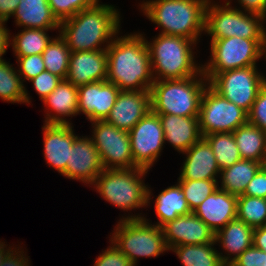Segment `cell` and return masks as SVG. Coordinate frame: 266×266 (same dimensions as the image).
I'll return each mask as SVG.
<instances>
[{
	"label": "cell",
	"instance_id": "cell-1",
	"mask_svg": "<svg viewBox=\"0 0 266 266\" xmlns=\"http://www.w3.org/2000/svg\"><path fill=\"white\" fill-rule=\"evenodd\" d=\"M118 36L119 33L106 49L107 81L120 91L150 90L155 79L145 34Z\"/></svg>",
	"mask_w": 266,
	"mask_h": 266
},
{
	"label": "cell",
	"instance_id": "cell-2",
	"mask_svg": "<svg viewBox=\"0 0 266 266\" xmlns=\"http://www.w3.org/2000/svg\"><path fill=\"white\" fill-rule=\"evenodd\" d=\"M120 18L114 5L99 1L60 22L59 34L71 52L107 49L114 37L121 33Z\"/></svg>",
	"mask_w": 266,
	"mask_h": 266
},
{
	"label": "cell",
	"instance_id": "cell-3",
	"mask_svg": "<svg viewBox=\"0 0 266 266\" xmlns=\"http://www.w3.org/2000/svg\"><path fill=\"white\" fill-rule=\"evenodd\" d=\"M209 0H143L144 16L161 28L159 34L195 41L205 34V10Z\"/></svg>",
	"mask_w": 266,
	"mask_h": 266
},
{
	"label": "cell",
	"instance_id": "cell-4",
	"mask_svg": "<svg viewBox=\"0 0 266 266\" xmlns=\"http://www.w3.org/2000/svg\"><path fill=\"white\" fill-rule=\"evenodd\" d=\"M155 81L185 79L202 73L193 52L196 42L181 36L155 35L152 41L145 38Z\"/></svg>",
	"mask_w": 266,
	"mask_h": 266
},
{
	"label": "cell",
	"instance_id": "cell-5",
	"mask_svg": "<svg viewBox=\"0 0 266 266\" xmlns=\"http://www.w3.org/2000/svg\"><path fill=\"white\" fill-rule=\"evenodd\" d=\"M148 172L140 167L104 169L92 185L102 199L123 211L131 212L147 208L152 202V190L143 180Z\"/></svg>",
	"mask_w": 266,
	"mask_h": 266
},
{
	"label": "cell",
	"instance_id": "cell-6",
	"mask_svg": "<svg viewBox=\"0 0 266 266\" xmlns=\"http://www.w3.org/2000/svg\"><path fill=\"white\" fill-rule=\"evenodd\" d=\"M140 214L122 216L109 237L134 266H137L138 258L158 257L169 252L162 228L149 223L145 215Z\"/></svg>",
	"mask_w": 266,
	"mask_h": 266
},
{
	"label": "cell",
	"instance_id": "cell-7",
	"mask_svg": "<svg viewBox=\"0 0 266 266\" xmlns=\"http://www.w3.org/2000/svg\"><path fill=\"white\" fill-rule=\"evenodd\" d=\"M208 84L203 72L185 79L154 81L150 88L151 111L198 117L201 97Z\"/></svg>",
	"mask_w": 266,
	"mask_h": 266
},
{
	"label": "cell",
	"instance_id": "cell-8",
	"mask_svg": "<svg viewBox=\"0 0 266 266\" xmlns=\"http://www.w3.org/2000/svg\"><path fill=\"white\" fill-rule=\"evenodd\" d=\"M223 4L209 0L205 10V35L210 40L228 37L266 39V18L253 12H245L232 6L231 0Z\"/></svg>",
	"mask_w": 266,
	"mask_h": 266
},
{
	"label": "cell",
	"instance_id": "cell-9",
	"mask_svg": "<svg viewBox=\"0 0 266 266\" xmlns=\"http://www.w3.org/2000/svg\"><path fill=\"white\" fill-rule=\"evenodd\" d=\"M210 59L202 64L208 82L218 73L233 69L257 66L263 57L266 39L228 37L210 40Z\"/></svg>",
	"mask_w": 266,
	"mask_h": 266
},
{
	"label": "cell",
	"instance_id": "cell-10",
	"mask_svg": "<svg viewBox=\"0 0 266 266\" xmlns=\"http://www.w3.org/2000/svg\"><path fill=\"white\" fill-rule=\"evenodd\" d=\"M198 118L203 137L212 133H233L248 122V113L221 96L208 84L201 97Z\"/></svg>",
	"mask_w": 266,
	"mask_h": 266
},
{
	"label": "cell",
	"instance_id": "cell-11",
	"mask_svg": "<svg viewBox=\"0 0 266 266\" xmlns=\"http://www.w3.org/2000/svg\"><path fill=\"white\" fill-rule=\"evenodd\" d=\"M265 75L258 66H250L218 73L208 83L217 93L248 113L265 84Z\"/></svg>",
	"mask_w": 266,
	"mask_h": 266
},
{
	"label": "cell",
	"instance_id": "cell-12",
	"mask_svg": "<svg viewBox=\"0 0 266 266\" xmlns=\"http://www.w3.org/2000/svg\"><path fill=\"white\" fill-rule=\"evenodd\" d=\"M89 136L97 148L104 169H130L138 167L131 152L128 132L120 130L105 120L90 122Z\"/></svg>",
	"mask_w": 266,
	"mask_h": 266
},
{
	"label": "cell",
	"instance_id": "cell-13",
	"mask_svg": "<svg viewBox=\"0 0 266 266\" xmlns=\"http://www.w3.org/2000/svg\"><path fill=\"white\" fill-rule=\"evenodd\" d=\"M134 163L150 170L163 150L164 131L158 114L150 111L128 132Z\"/></svg>",
	"mask_w": 266,
	"mask_h": 266
},
{
	"label": "cell",
	"instance_id": "cell-14",
	"mask_svg": "<svg viewBox=\"0 0 266 266\" xmlns=\"http://www.w3.org/2000/svg\"><path fill=\"white\" fill-rule=\"evenodd\" d=\"M103 170L100 154L92 139L78 136L70 149L66 170L61 175L90 186Z\"/></svg>",
	"mask_w": 266,
	"mask_h": 266
},
{
	"label": "cell",
	"instance_id": "cell-15",
	"mask_svg": "<svg viewBox=\"0 0 266 266\" xmlns=\"http://www.w3.org/2000/svg\"><path fill=\"white\" fill-rule=\"evenodd\" d=\"M120 89L104 80L78 87V114L89 122L105 120L113 108Z\"/></svg>",
	"mask_w": 266,
	"mask_h": 266
},
{
	"label": "cell",
	"instance_id": "cell-16",
	"mask_svg": "<svg viewBox=\"0 0 266 266\" xmlns=\"http://www.w3.org/2000/svg\"><path fill=\"white\" fill-rule=\"evenodd\" d=\"M150 111V90L120 91L105 121L129 132Z\"/></svg>",
	"mask_w": 266,
	"mask_h": 266
},
{
	"label": "cell",
	"instance_id": "cell-17",
	"mask_svg": "<svg viewBox=\"0 0 266 266\" xmlns=\"http://www.w3.org/2000/svg\"><path fill=\"white\" fill-rule=\"evenodd\" d=\"M161 228L168 249L180 245L215 242V232L193 212L180 215Z\"/></svg>",
	"mask_w": 266,
	"mask_h": 266
},
{
	"label": "cell",
	"instance_id": "cell-18",
	"mask_svg": "<svg viewBox=\"0 0 266 266\" xmlns=\"http://www.w3.org/2000/svg\"><path fill=\"white\" fill-rule=\"evenodd\" d=\"M73 128V124L44 123L42 126L44 159L60 174L66 170L70 149L78 137Z\"/></svg>",
	"mask_w": 266,
	"mask_h": 266
},
{
	"label": "cell",
	"instance_id": "cell-19",
	"mask_svg": "<svg viewBox=\"0 0 266 266\" xmlns=\"http://www.w3.org/2000/svg\"><path fill=\"white\" fill-rule=\"evenodd\" d=\"M108 58L106 49L71 52L66 80L79 87L107 80Z\"/></svg>",
	"mask_w": 266,
	"mask_h": 266
},
{
	"label": "cell",
	"instance_id": "cell-20",
	"mask_svg": "<svg viewBox=\"0 0 266 266\" xmlns=\"http://www.w3.org/2000/svg\"><path fill=\"white\" fill-rule=\"evenodd\" d=\"M178 180H218L220 168L209 143L202 137L187 151Z\"/></svg>",
	"mask_w": 266,
	"mask_h": 266
},
{
	"label": "cell",
	"instance_id": "cell-21",
	"mask_svg": "<svg viewBox=\"0 0 266 266\" xmlns=\"http://www.w3.org/2000/svg\"><path fill=\"white\" fill-rule=\"evenodd\" d=\"M193 213L215 233L237 215V196L218 188Z\"/></svg>",
	"mask_w": 266,
	"mask_h": 266
},
{
	"label": "cell",
	"instance_id": "cell-22",
	"mask_svg": "<svg viewBox=\"0 0 266 266\" xmlns=\"http://www.w3.org/2000/svg\"><path fill=\"white\" fill-rule=\"evenodd\" d=\"M42 102L46 106L44 123L73 124L69 119L67 120V117L72 118L79 115L78 87L66 79H62L59 85Z\"/></svg>",
	"mask_w": 266,
	"mask_h": 266
},
{
	"label": "cell",
	"instance_id": "cell-23",
	"mask_svg": "<svg viewBox=\"0 0 266 266\" xmlns=\"http://www.w3.org/2000/svg\"><path fill=\"white\" fill-rule=\"evenodd\" d=\"M158 115L164 131L165 144L169 143L179 154L187 151L202 138L198 117Z\"/></svg>",
	"mask_w": 266,
	"mask_h": 266
},
{
	"label": "cell",
	"instance_id": "cell-24",
	"mask_svg": "<svg viewBox=\"0 0 266 266\" xmlns=\"http://www.w3.org/2000/svg\"><path fill=\"white\" fill-rule=\"evenodd\" d=\"M253 231L254 228L236 218L215 233V243H219V246L225 252L219 251L221 261L225 265H229L253 245Z\"/></svg>",
	"mask_w": 266,
	"mask_h": 266
},
{
	"label": "cell",
	"instance_id": "cell-25",
	"mask_svg": "<svg viewBox=\"0 0 266 266\" xmlns=\"http://www.w3.org/2000/svg\"><path fill=\"white\" fill-rule=\"evenodd\" d=\"M12 17L19 28L60 29V22L53 15L48 0H20Z\"/></svg>",
	"mask_w": 266,
	"mask_h": 266
},
{
	"label": "cell",
	"instance_id": "cell-26",
	"mask_svg": "<svg viewBox=\"0 0 266 266\" xmlns=\"http://www.w3.org/2000/svg\"><path fill=\"white\" fill-rule=\"evenodd\" d=\"M154 201L158 222L153 224L158 227H162L164 224L173 221L180 215L192 213L178 182L162 190Z\"/></svg>",
	"mask_w": 266,
	"mask_h": 266
},
{
	"label": "cell",
	"instance_id": "cell-27",
	"mask_svg": "<svg viewBox=\"0 0 266 266\" xmlns=\"http://www.w3.org/2000/svg\"><path fill=\"white\" fill-rule=\"evenodd\" d=\"M262 166V163L254 160L240 159L231 167L220 171V181L218 183H221V186L219 188L236 196L242 195Z\"/></svg>",
	"mask_w": 266,
	"mask_h": 266
},
{
	"label": "cell",
	"instance_id": "cell-28",
	"mask_svg": "<svg viewBox=\"0 0 266 266\" xmlns=\"http://www.w3.org/2000/svg\"><path fill=\"white\" fill-rule=\"evenodd\" d=\"M241 159L254 160L264 163L266 157V132L247 122L234 132Z\"/></svg>",
	"mask_w": 266,
	"mask_h": 266
},
{
	"label": "cell",
	"instance_id": "cell-29",
	"mask_svg": "<svg viewBox=\"0 0 266 266\" xmlns=\"http://www.w3.org/2000/svg\"><path fill=\"white\" fill-rule=\"evenodd\" d=\"M18 71L5 59L0 60V98L7 103L30 104L29 96Z\"/></svg>",
	"mask_w": 266,
	"mask_h": 266
},
{
	"label": "cell",
	"instance_id": "cell-30",
	"mask_svg": "<svg viewBox=\"0 0 266 266\" xmlns=\"http://www.w3.org/2000/svg\"><path fill=\"white\" fill-rule=\"evenodd\" d=\"M215 242L207 244H188L170 248L183 266H225L221 261Z\"/></svg>",
	"mask_w": 266,
	"mask_h": 266
},
{
	"label": "cell",
	"instance_id": "cell-31",
	"mask_svg": "<svg viewBox=\"0 0 266 266\" xmlns=\"http://www.w3.org/2000/svg\"><path fill=\"white\" fill-rule=\"evenodd\" d=\"M59 29H22L15 36H10V45L15 56L42 54L54 37L47 33Z\"/></svg>",
	"mask_w": 266,
	"mask_h": 266
},
{
	"label": "cell",
	"instance_id": "cell-32",
	"mask_svg": "<svg viewBox=\"0 0 266 266\" xmlns=\"http://www.w3.org/2000/svg\"><path fill=\"white\" fill-rule=\"evenodd\" d=\"M203 138L211 146L220 170L231 167L241 159L233 133H212Z\"/></svg>",
	"mask_w": 266,
	"mask_h": 266
},
{
	"label": "cell",
	"instance_id": "cell-33",
	"mask_svg": "<svg viewBox=\"0 0 266 266\" xmlns=\"http://www.w3.org/2000/svg\"><path fill=\"white\" fill-rule=\"evenodd\" d=\"M43 51L42 58L46 70L62 79H66L71 51L66 41L58 34Z\"/></svg>",
	"mask_w": 266,
	"mask_h": 266
},
{
	"label": "cell",
	"instance_id": "cell-34",
	"mask_svg": "<svg viewBox=\"0 0 266 266\" xmlns=\"http://www.w3.org/2000/svg\"><path fill=\"white\" fill-rule=\"evenodd\" d=\"M236 218L252 228L266 225V198L237 196Z\"/></svg>",
	"mask_w": 266,
	"mask_h": 266
},
{
	"label": "cell",
	"instance_id": "cell-35",
	"mask_svg": "<svg viewBox=\"0 0 266 266\" xmlns=\"http://www.w3.org/2000/svg\"><path fill=\"white\" fill-rule=\"evenodd\" d=\"M193 212L210 194L219 188L218 180H177Z\"/></svg>",
	"mask_w": 266,
	"mask_h": 266
},
{
	"label": "cell",
	"instance_id": "cell-36",
	"mask_svg": "<svg viewBox=\"0 0 266 266\" xmlns=\"http://www.w3.org/2000/svg\"><path fill=\"white\" fill-rule=\"evenodd\" d=\"M100 0H48L53 15L59 22L73 17L78 12L93 7Z\"/></svg>",
	"mask_w": 266,
	"mask_h": 266
},
{
	"label": "cell",
	"instance_id": "cell-37",
	"mask_svg": "<svg viewBox=\"0 0 266 266\" xmlns=\"http://www.w3.org/2000/svg\"><path fill=\"white\" fill-rule=\"evenodd\" d=\"M15 58L19 67L17 71L23 83L26 82V80H31L46 70L41 54L16 56Z\"/></svg>",
	"mask_w": 266,
	"mask_h": 266
},
{
	"label": "cell",
	"instance_id": "cell-38",
	"mask_svg": "<svg viewBox=\"0 0 266 266\" xmlns=\"http://www.w3.org/2000/svg\"><path fill=\"white\" fill-rule=\"evenodd\" d=\"M248 122L266 132V84L259 90L256 100L248 112Z\"/></svg>",
	"mask_w": 266,
	"mask_h": 266
},
{
	"label": "cell",
	"instance_id": "cell-39",
	"mask_svg": "<svg viewBox=\"0 0 266 266\" xmlns=\"http://www.w3.org/2000/svg\"><path fill=\"white\" fill-rule=\"evenodd\" d=\"M61 81V77L50 73L48 70H44L28 82L32 83L34 90L39 95L41 101H43Z\"/></svg>",
	"mask_w": 266,
	"mask_h": 266
},
{
	"label": "cell",
	"instance_id": "cell-40",
	"mask_svg": "<svg viewBox=\"0 0 266 266\" xmlns=\"http://www.w3.org/2000/svg\"><path fill=\"white\" fill-rule=\"evenodd\" d=\"M94 266H134L128 257L120 251L111 241L108 246L96 258Z\"/></svg>",
	"mask_w": 266,
	"mask_h": 266
},
{
	"label": "cell",
	"instance_id": "cell-41",
	"mask_svg": "<svg viewBox=\"0 0 266 266\" xmlns=\"http://www.w3.org/2000/svg\"><path fill=\"white\" fill-rule=\"evenodd\" d=\"M229 266H266V252L252 245L233 260Z\"/></svg>",
	"mask_w": 266,
	"mask_h": 266
},
{
	"label": "cell",
	"instance_id": "cell-42",
	"mask_svg": "<svg viewBox=\"0 0 266 266\" xmlns=\"http://www.w3.org/2000/svg\"><path fill=\"white\" fill-rule=\"evenodd\" d=\"M242 195L266 198V168L264 166L258 170Z\"/></svg>",
	"mask_w": 266,
	"mask_h": 266
},
{
	"label": "cell",
	"instance_id": "cell-43",
	"mask_svg": "<svg viewBox=\"0 0 266 266\" xmlns=\"http://www.w3.org/2000/svg\"><path fill=\"white\" fill-rule=\"evenodd\" d=\"M20 247V244L18 247L15 246V248L4 258L0 266H30L31 262L28 260L30 259V256H27L23 247Z\"/></svg>",
	"mask_w": 266,
	"mask_h": 266
},
{
	"label": "cell",
	"instance_id": "cell-44",
	"mask_svg": "<svg viewBox=\"0 0 266 266\" xmlns=\"http://www.w3.org/2000/svg\"><path fill=\"white\" fill-rule=\"evenodd\" d=\"M239 8L245 12L260 14L266 18V0H236Z\"/></svg>",
	"mask_w": 266,
	"mask_h": 266
},
{
	"label": "cell",
	"instance_id": "cell-45",
	"mask_svg": "<svg viewBox=\"0 0 266 266\" xmlns=\"http://www.w3.org/2000/svg\"><path fill=\"white\" fill-rule=\"evenodd\" d=\"M20 0H0V21L7 22L18 8Z\"/></svg>",
	"mask_w": 266,
	"mask_h": 266
},
{
	"label": "cell",
	"instance_id": "cell-46",
	"mask_svg": "<svg viewBox=\"0 0 266 266\" xmlns=\"http://www.w3.org/2000/svg\"><path fill=\"white\" fill-rule=\"evenodd\" d=\"M7 22L0 21V60L4 59L3 55L6 53L7 48L10 47V30L5 26Z\"/></svg>",
	"mask_w": 266,
	"mask_h": 266
},
{
	"label": "cell",
	"instance_id": "cell-47",
	"mask_svg": "<svg viewBox=\"0 0 266 266\" xmlns=\"http://www.w3.org/2000/svg\"><path fill=\"white\" fill-rule=\"evenodd\" d=\"M253 245L256 248L266 252V225L254 228Z\"/></svg>",
	"mask_w": 266,
	"mask_h": 266
},
{
	"label": "cell",
	"instance_id": "cell-48",
	"mask_svg": "<svg viewBox=\"0 0 266 266\" xmlns=\"http://www.w3.org/2000/svg\"><path fill=\"white\" fill-rule=\"evenodd\" d=\"M15 247L10 246L7 247L5 242L0 240V265L3 262L4 258L14 249Z\"/></svg>",
	"mask_w": 266,
	"mask_h": 266
},
{
	"label": "cell",
	"instance_id": "cell-49",
	"mask_svg": "<svg viewBox=\"0 0 266 266\" xmlns=\"http://www.w3.org/2000/svg\"><path fill=\"white\" fill-rule=\"evenodd\" d=\"M263 57H264V59H266V43H265L264 48H263ZM264 81H265V84H266V77H264Z\"/></svg>",
	"mask_w": 266,
	"mask_h": 266
},
{
	"label": "cell",
	"instance_id": "cell-50",
	"mask_svg": "<svg viewBox=\"0 0 266 266\" xmlns=\"http://www.w3.org/2000/svg\"><path fill=\"white\" fill-rule=\"evenodd\" d=\"M263 166L266 168V157H265V160H264Z\"/></svg>",
	"mask_w": 266,
	"mask_h": 266
}]
</instances>
